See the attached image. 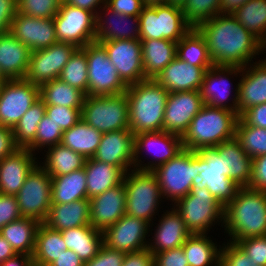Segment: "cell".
Wrapping results in <instances>:
<instances>
[{
	"label": "cell",
	"instance_id": "66",
	"mask_svg": "<svg viewBox=\"0 0 266 266\" xmlns=\"http://www.w3.org/2000/svg\"><path fill=\"white\" fill-rule=\"evenodd\" d=\"M31 263V257L27 255L17 254L4 263L0 264V266H31Z\"/></svg>",
	"mask_w": 266,
	"mask_h": 266
},
{
	"label": "cell",
	"instance_id": "5",
	"mask_svg": "<svg viewBox=\"0 0 266 266\" xmlns=\"http://www.w3.org/2000/svg\"><path fill=\"white\" fill-rule=\"evenodd\" d=\"M152 172L158 179L162 197L171 198L175 204L187 196L195 184H198L199 154L197 151L183 149Z\"/></svg>",
	"mask_w": 266,
	"mask_h": 266
},
{
	"label": "cell",
	"instance_id": "44",
	"mask_svg": "<svg viewBox=\"0 0 266 266\" xmlns=\"http://www.w3.org/2000/svg\"><path fill=\"white\" fill-rule=\"evenodd\" d=\"M232 15L266 47V0H250Z\"/></svg>",
	"mask_w": 266,
	"mask_h": 266
},
{
	"label": "cell",
	"instance_id": "21",
	"mask_svg": "<svg viewBox=\"0 0 266 266\" xmlns=\"http://www.w3.org/2000/svg\"><path fill=\"white\" fill-rule=\"evenodd\" d=\"M135 135L130 129L102 133L101 142L93 159L108 163L128 172L134 166Z\"/></svg>",
	"mask_w": 266,
	"mask_h": 266
},
{
	"label": "cell",
	"instance_id": "62",
	"mask_svg": "<svg viewBox=\"0 0 266 266\" xmlns=\"http://www.w3.org/2000/svg\"><path fill=\"white\" fill-rule=\"evenodd\" d=\"M50 266H84V262L73 250H64Z\"/></svg>",
	"mask_w": 266,
	"mask_h": 266
},
{
	"label": "cell",
	"instance_id": "56",
	"mask_svg": "<svg viewBox=\"0 0 266 266\" xmlns=\"http://www.w3.org/2000/svg\"><path fill=\"white\" fill-rule=\"evenodd\" d=\"M154 266H189L183 247L154 254Z\"/></svg>",
	"mask_w": 266,
	"mask_h": 266
},
{
	"label": "cell",
	"instance_id": "60",
	"mask_svg": "<svg viewBox=\"0 0 266 266\" xmlns=\"http://www.w3.org/2000/svg\"><path fill=\"white\" fill-rule=\"evenodd\" d=\"M122 266H154V254L148 248L125 253Z\"/></svg>",
	"mask_w": 266,
	"mask_h": 266
},
{
	"label": "cell",
	"instance_id": "24",
	"mask_svg": "<svg viewBox=\"0 0 266 266\" xmlns=\"http://www.w3.org/2000/svg\"><path fill=\"white\" fill-rule=\"evenodd\" d=\"M34 154L27 148H18L0 161V194L15 195L25 178L37 165Z\"/></svg>",
	"mask_w": 266,
	"mask_h": 266
},
{
	"label": "cell",
	"instance_id": "41",
	"mask_svg": "<svg viewBox=\"0 0 266 266\" xmlns=\"http://www.w3.org/2000/svg\"><path fill=\"white\" fill-rule=\"evenodd\" d=\"M206 234H191L182 245L189 266H220V248ZM216 261V262H215Z\"/></svg>",
	"mask_w": 266,
	"mask_h": 266
},
{
	"label": "cell",
	"instance_id": "58",
	"mask_svg": "<svg viewBox=\"0 0 266 266\" xmlns=\"http://www.w3.org/2000/svg\"><path fill=\"white\" fill-rule=\"evenodd\" d=\"M239 117L249 126L266 129V103L251 106Z\"/></svg>",
	"mask_w": 266,
	"mask_h": 266
},
{
	"label": "cell",
	"instance_id": "36",
	"mask_svg": "<svg viewBox=\"0 0 266 266\" xmlns=\"http://www.w3.org/2000/svg\"><path fill=\"white\" fill-rule=\"evenodd\" d=\"M52 204H66L87 199V179L85 168L56 177H51Z\"/></svg>",
	"mask_w": 266,
	"mask_h": 266
},
{
	"label": "cell",
	"instance_id": "65",
	"mask_svg": "<svg viewBox=\"0 0 266 266\" xmlns=\"http://www.w3.org/2000/svg\"><path fill=\"white\" fill-rule=\"evenodd\" d=\"M17 255L9 242L0 234V264Z\"/></svg>",
	"mask_w": 266,
	"mask_h": 266
},
{
	"label": "cell",
	"instance_id": "55",
	"mask_svg": "<svg viewBox=\"0 0 266 266\" xmlns=\"http://www.w3.org/2000/svg\"><path fill=\"white\" fill-rule=\"evenodd\" d=\"M247 187L266 192V154L252 158L251 179Z\"/></svg>",
	"mask_w": 266,
	"mask_h": 266
},
{
	"label": "cell",
	"instance_id": "17",
	"mask_svg": "<svg viewBox=\"0 0 266 266\" xmlns=\"http://www.w3.org/2000/svg\"><path fill=\"white\" fill-rule=\"evenodd\" d=\"M149 227L148 222L125 214L114 225L102 232L103 244L124 253L146 249L148 243L144 240H146Z\"/></svg>",
	"mask_w": 266,
	"mask_h": 266
},
{
	"label": "cell",
	"instance_id": "1",
	"mask_svg": "<svg viewBox=\"0 0 266 266\" xmlns=\"http://www.w3.org/2000/svg\"><path fill=\"white\" fill-rule=\"evenodd\" d=\"M196 29L204 37L215 66L247 67L253 56L266 50L264 44L232 14H218Z\"/></svg>",
	"mask_w": 266,
	"mask_h": 266
},
{
	"label": "cell",
	"instance_id": "59",
	"mask_svg": "<svg viewBox=\"0 0 266 266\" xmlns=\"http://www.w3.org/2000/svg\"><path fill=\"white\" fill-rule=\"evenodd\" d=\"M17 13V0H0V34L9 32Z\"/></svg>",
	"mask_w": 266,
	"mask_h": 266
},
{
	"label": "cell",
	"instance_id": "53",
	"mask_svg": "<svg viewBox=\"0 0 266 266\" xmlns=\"http://www.w3.org/2000/svg\"><path fill=\"white\" fill-rule=\"evenodd\" d=\"M124 257V252L111 249L103 244L98 254L85 262L84 266H122Z\"/></svg>",
	"mask_w": 266,
	"mask_h": 266
},
{
	"label": "cell",
	"instance_id": "57",
	"mask_svg": "<svg viewBox=\"0 0 266 266\" xmlns=\"http://www.w3.org/2000/svg\"><path fill=\"white\" fill-rule=\"evenodd\" d=\"M106 5L119 14L137 17L145 6L142 0H106Z\"/></svg>",
	"mask_w": 266,
	"mask_h": 266
},
{
	"label": "cell",
	"instance_id": "29",
	"mask_svg": "<svg viewBox=\"0 0 266 266\" xmlns=\"http://www.w3.org/2000/svg\"><path fill=\"white\" fill-rule=\"evenodd\" d=\"M103 6H104L103 11L107 12L106 16L111 15L110 16L111 18L110 17L109 18L110 19L113 18V20L109 21V18H107V21H105V19L103 20L102 16L99 15L98 12V14L96 15V23H95V41L108 42L114 40H128V39L140 40L139 17L119 14L113 11L111 8H109L106 4H104ZM131 20L134 22L132 23L134 25L133 28L132 29L129 28L130 26L125 28V26L129 25L128 22H131ZM114 21H116V23ZM123 24L124 26L121 27L120 25Z\"/></svg>",
	"mask_w": 266,
	"mask_h": 266
},
{
	"label": "cell",
	"instance_id": "63",
	"mask_svg": "<svg viewBox=\"0 0 266 266\" xmlns=\"http://www.w3.org/2000/svg\"><path fill=\"white\" fill-rule=\"evenodd\" d=\"M63 1L71 6L91 11L95 13V15L98 14L96 11L97 9L95 8L96 7L98 8L99 4L100 3H102V5L106 4V0H63Z\"/></svg>",
	"mask_w": 266,
	"mask_h": 266
},
{
	"label": "cell",
	"instance_id": "69",
	"mask_svg": "<svg viewBox=\"0 0 266 266\" xmlns=\"http://www.w3.org/2000/svg\"><path fill=\"white\" fill-rule=\"evenodd\" d=\"M7 80L8 79L3 75V73L0 70V85H2Z\"/></svg>",
	"mask_w": 266,
	"mask_h": 266
},
{
	"label": "cell",
	"instance_id": "54",
	"mask_svg": "<svg viewBox=\"0 0 266 266\" xmlns=\"http://www.w3.org/2000/svg\"><path fill=\"white\" fill-rule=\"evenodd\" d=\"M21 217L16 196L0 194V229Z\"/></svg>",
	"mask_w": 266,
	"mask_h": 266
},
{
	"label": "cell",
	"instance_id": "61",
	"mask_svg": "<svg viewBox=\"0 0 266 266\" xmlns=\"http://www.w3.org/2000/svg\"><path fill=\"white\" fill-rule=\"evenodd\" d=\"M16 149L12 129L0 125V161Z\"/></svg>",
	"mask_w": 266,
	"mask_h": 266
},
{
	"label": "cell",
	"instance_id": "22",
	"mask_svg": "<svg viewBox=\"0 0 266 266\" xmlns=\"http://www.w3.org/2000/svg\"><path fill=\"white\" fill-rule=\"evenodd\" d=\"M90 225L104 231L126 214V190L124 183L110 188L89 199Z\"/></svg>",
	"mask_w": 266,
	"mask_h": 266
},
{
	"label": "cell",
	"instance_id": "39",
	"mask_svg": "<svg viewBox=\"0 0 266 266\" xmlns=\"http://www.w3.org/2000/svg\"><path fill=\"white\" fill-rule=\"evenodd\" d=\"M64 250H67V245L61 232L41 223L37 229L31 260L42 265H50Z\"/></svg>",
	"mask_w": 266,
	"mask_h": 266
},
{
	"label": "cell",
	"instance_id": "19",
	"mask_svg": "<svg viewBox=\"0 0 266 266\" xmlns=\"http://www.w3.org/2000/svg\"><path fill=\"white\" fill-rule=\"evenodd\" d=\"M10 32L31 52L45 49L58 42L54 18H35L17 11Z\"/></svg>",
	"mask_w": 266,
	"mask_h": 266
},
{
	"label": "cell",
	"instance_id": "64",
	"mask_svg": "<svg viewBox=\"0 0 266 266\" xmlns=\"http://www.w3.org/2000/svg\"><path fill=\"white\" fill-rule=\"evenodd\" d=\"M250 0H220V14H233Z\"/></svg>",
	"mask_w": 266,
	"mask_h": 266
},
{
	"label": "cell",
	"instance_id": "31",
	"mask_svg": "<svg viewBox=\"0 0 266 266\" xmlns=\"http://www.w3.org/2000/svg\"><path fill=\"white\" fill-rule=\"evenodd\" d=\"M84 168L87 179V199L121 184L126 173L122 168L93 158L86 159Z\"/></svg>",
	"mask_w": 266,
	"mask_h": 266
},
{
	"label": "cell",
	"instance_id": "9",
	"mask_svg": "<svg viewBox=\"0 0 266 266\" xmlns=\"http://www.w3.org/2000/svg\"><path fill=\"white\" fill-rule=\"evenodd\" d=\"M131 172H126L123 179L126 214L150 224L162 196L158 179L152 171L134 169Z\"/></svg>",
	"mask_w": 266,
	"mask_h": 266
},
{
	"label": "cell",
	"instance_id": "10",
	"mask_svg": "<svg viewBox=\"0 0 266 266\" xmlns=\"http://www.w3.org/2000/svg\"><path fill=\"white\" fill-rule=\"evenodd\" d=\"M88 64V95H119L125 93L127 85L121 80L105 47L91 42L82 48Z\"/></svg>",
	"mask_w": 266,
	"mask_h": 266
},
{
	"label": "cell",
	"instance_id": "68",
	"mask_svg": "<svg viewBox=\"0 0 266 266\" xmlns=\"http://www.w3.org/2000/svg\"><path fill=\"white\" fill-rule=\"evenodd\" d=\"M186 0H168V4L176 5L182 7Z\"/></svg>",
	"mask_w": 266,
	"mask_h": 266
},
{
	"label": "cell",
	"instance_id": "32",
	"mask_svg": "<svg viewBox=\"0 0 266 266\" xmlns=\"http://www.w3.org/2000/svg\"><path fill=\"white\" fill-rule=\"evenodd\" d=\"M146 79H155L176 57L177 42L168 39L140 40Z\"/></svg>",
	"mask_w": 266,
	"mask_h": 266
},
{
	"label": "cell",
	"instance_id": "38",
	"mask_svg": "<svg viewBox=\"0 0 266 266\" xmlns=\"http://www.w3.org/2000/svg\"><path fill=\"white\" fill-rule=\"evenodd\" d=\"M176 57L192 66H214L204 37L196 28L189 30L176 45Z\"/></svg>",
	"mask_w": 266,
	"mask_h": 266
},
{
	"label": "cell",
	"instance_id": "13",
	"mask_svg": "<svg viewBox=\"0 0 266 266\" xmlns=\"http://www.w3.org/2000/svg\"><path fill=\"white\" fill-rule=\"evenodd\" d=\"M95 23V13L62 1L54 17L57 41L83 48L95 41Z\"/></svg>",
	"mask_w": 266,
	"mask_h": 266
},
{
	"label": "cell",
	"instance_id": "6",
	"mask_svg": "<svg viewBox=\"0 0 266 266\" xmlns=\"http://www.w3.org/2000/svg\"><path fill=\"white\" fill-rule=\"evenodd\" d=\"M175 203V210L191 234H205L213 221H224V206L202 184H195L187 196Z\"/></svg>",
	"mask_w": 266,
	"mask_h": 266
},
{
	"label": "cell",
	"instance_id": "35",
	"mask_svg": "<svg viewBox=\"0 0 266 266\" xmlns=\"http://www.w3.org/2000/svg\"><path fill=\"white\" fill-rule=\"evenodd\" d=\"M41 223L33 218L21 217L0 229L16 254L32 257L37 229Z\"/></svg>",
	"mask_w": 266,
	"mask_h": 266
},
{
	"label": "cell",
	"instance_id": "46",
	"mask_svg": "<svg viewBox=\"0 0 266 266\" xmlns=\"http://www.w3.org/2000/svg\"><path fill=\"white\" fill-rule=\"evenodd\" d=\"M235 138L251 158L266 154V129L247 125L240 117L236 125Z\"/></svg>",
	"mask_w": 266,
	"mask_h": 266
},
{
	"label": "cell",
	"instance_id": "8",
	"mask_svg": "<svg viewBox=\"0 0 266 266\" xmlns=\"http://www.w3.org/2000/svg\"><path fill=\"white\" fill-rule=\"evenodd\" d=\"M140 40L168 39L179 42L192 29L181 7L172 4L144 6L139 15Z\"/></svg>",
	"mask_w": 266,
	"mask_h": 266
},
{
	"label": "cell",
	"instance_id": "23",
	"mask_svg": "<svg viewBox=\"0 0 266 266\" xmlns=\"http://www.w3.org/2000/svg\"><path fill=\"white\" fill-rule=\"evenodd\" d=\"M152 145V146H151ZM160 145L161 150L158 149ZM156 146L155 156H157V161H152L151 164L148 163L144 166L140 163L139 154L143 149H147ZM135 156H134V169L143 171H153L160 165L168 162L170 159L174 158L183 150L181 137L166 131H155V132H145L135 135ZM159 153H157L158 151ZM154 162V163H153ZM140 164V165H139ZM142 165V166H141ZM147 165V166H146ZM136 167V168H135ZM140 167V168H139Z\"/></svg>",
	"mask_w": 266,
	"mask_h": 266
},
{
	"label": "cell",
	"instance_id": "20",
	"mask_svg": "<svg viewBox=\"0 0 266 266\" xmlns=\"http://www.w3.org/2000/svg\"><path fill=\"white\" fill-rule=\"evenodd\" d=\"M242 72V67L238 66H212L205 72L204 79L200 86V96L205 105L213 108H222L229 111H233L237 114L238 104V84L235 89V95L233 97V105H226L228 101L230 86L228 84L229 78L226 77L234 73L237 75ZM226 73V74H224ZM231 73V74H230ZM222 74L223 77H222ZM227 78V79H226ZM227 100V101H226Z\"/></svg>",
	"mask_w": 266,
	"mask_h": 266
},
{
	"label": "cell",
	"instance_id": "25",
	"mask_svg": "<svg viewBox=\"0 0 266 266\" xmlns=\"http://www.w3.org/2000/svg\"><path fill=\"white\" fill-rule=\"evenodd\" d=\"M208 69L192 66L175 57L154 80L169 93L197 91Z\"/></svg>",
	"mask_w": 266,
	"mask_h": 266
},
{
	"label": "cell",
	"instance_id": "3",
	"mask_svg": "<svg viewBox=\"0 0 266 266\" xmlns=\"http://www.w3.org/2000/svg\"><path fill=\"white\" fill-rule=\"evenodd\" d=\"M129 129L136 135L163 130L165 105L169 92L154 79L127 87Z\"/></svg>",
	"mask_w": 266,
	"mask_h": 266
},
{
	"label": "cell",
	"instance_id": "34",
	"mask_svg": "<svg viewBox=\"0 0 266 266\" xmlns=\"http://www.w3.org/2000/svg\"><path fill=\"white\" fill-rule=\"evenodd\" d=\"M67 249L73 250L85 263L95 257L103 245L102 231L91 225L61 231Z\"/></svg>",
	"mask_w": 266,
	"mask_h": 266
},
{
	"label": "cell",
	"instance_id": "18",
	"mask_svg": "<svg viewBox=\"0 0 266 266\" xmlns=\"http://www.w3.org/2000/svg\"><path fill=\"white\" fill-rule=\"evenodd\" d=\"M204 105L199 90L170 92L165 105L163 131L182 137Z\"/></svg>",
	"mask_w": 266,
	"mask_h": 266
},
{
	"label": "cell",
	"instance_id": "49",
	"mask_svg": "<svg viewBox=\"0 0 266 266\" xmlns=\"http://www.w3.org/2000/svg\"><path fill=\"white\" fill-rule=\"evenodd\" d=\"M63 130L45 114L40 121L35 137V150L61 144ZM46 145V146H45Z\"/></svg>",
	"mask_w": 266,
	"mask_h": 266
},
{
	"label": "cell",
	"instance_id": "2",
	"mask_svg": "<svg viewBox=\"0 0 266 266\" xmlns=\"http://www.w3.org/2000/svg\"><path fill=\"white\" fill-rule=\"evenodd\" d=\"M222 224L234 243L266 235V192L240 187L233 200L224 206Z\"/></svg>",
	"mask_w": 266,
	"mask_h": 266
},
{
	"label": "cell",
	"instance_id": "14",
	"mask_svg": "<svg viewBox=\"0 0 266 266\" xmlns=\"http://www.w3.org/2000/svg\"><path fill=\"white\" fill-rule=\"evenodd\" d=\"M39 98V86L25 78L5 81L0 85V125L13 129Z\"/></svg>",
	"mask_w": 266,
	"mask_h": 266
},
{
	"label": "cell",
	"instance_id": "40",
	"mask_svg": "<svg viewBox=\"0 0 266 266\" xmlns=\"http://www.w3.org/2000/svg\"><path fill=\"white\" fill-rule=\"evenodd\" d=\"M45 114L46 105L39 98L12 129L14 142L18 148H27L34 153L38 125Z\"/></svg>",
	"mask_w": 266,
	"mask_h": 266
},
{
	"label": "cell",
	"instance_id": "12",
	"mask_svg": "<svg viewBox=\"0 0 266 266\" xmlns=\"http://www.w3.org/2000/svg\"><path fill=\"white\" fill-rule=\"evenodd\" d=\"M197 153L200 170L198 184L206 186L214 198L225 206L240 188L226 176L225 155H220L215 147H203Z\"/></svg>",
	"mask_w": 266,
	"mask_h": 266
},
{
	"label": "cell",
	"instance_id": "67",
	"mask_svg": "<svg viewBox=\"0 0 266 266\" xmlns=\"http://www.w3.org/2000/svg\"><path fill=\"white\" fill-rule=\"evenodd\" d=\"M144 5L153 6L168 3V0H142Z\"/></svg>",
	"mask_w": 266,
	"mask_h": 266
},
{
	"label": "cell",
	"instance_id": "48",
	"mask_svg": "<svg viewBox=\"0 0 266 266\" xmlns=\"http://www.w3.org/2000/svg\"><path fill=\"white\" fill-rule=\"evenodd\" d=\"M63 0H17V11L35 18H54Z\"/></svg>",
	"mask_w": 266,
	"mask_h": 266
},
{
	"label": "cell",
	"instance_id": "27",
	"mask_svg": "<svg viewBox=\"0 0 266 266\" xmlns=\"http://www.w3.org/2000/svg\"><path fill=\"white\" fill-rule=\"evenodd\" d=\"M31 50L10 31L0 34V70L7 79L25 78Z\"/></svg>",
	"mask_w": 266,
	"mask_h": 266
},
{
	"label": "cell",
	"instance_id": "45",
	"mask_svg": "<svg viewBox=\"0 0 266 266\" xmlns=\"http://www.w3.org/2000/svg\"><path fill=\"white\" fill-rule=\"evenodd\" d=\"M59 79L88 95V64L82 48H77L71 55Z\"/></svg>",
	"mask_w": 266,
	"mask_h": 266
},
{
	"label": "cell",
	"instance_id": "33",
	"mask_svg": "<svg viewBox=\"0 0 266 266\" xmlns=\"http://www.w3.org/2000/svg\"><path fill=\"white\" fill-rule=\"evenodd\" d=\"M220 155H225L226 176L239 187H247L251 179L252 158L241 148L234 137L215 147Z\"/></svg>",
	"mask_w": 266,
	"mask_h": 266
},
{
	"label": "cell",
	"instance_id": "28",
	"mask_svg": "<svg viewBox=\"0 0 266 266\" xmlns=\"http://www.w3.org/2000/svg\"><path fill=\"white\" fill-rule=\"evenodd\" d=\"M158 227H156L153 243L148 244V249L153 253H160L166 250L180 247L191 235L179 213L172 208V211L164 212ZM153 244V245H152Z\"/></svg>",
	"mask_w": 266,
	"mask_h": 266
},
{
	"label": "cell",
	"instance_id": "30",
	"mask_svg": "<svg viewBox=\"0 0 266 266\" xmlns=\"http://www.w3.org/2000/svg\"><path fill=\"white\" fill-rule=\"evenodd\" d=\"M43 224L60 232L90 225L89 199H80L66 204H52Z\"/></svg>",
	"mask_w": 266,
	"mask_h": 266
},
{
	"label": "cell",
	"instance_id": "47",
	"mask_svg": "<svg viewBox=\"0 0 266 266\" xmlns=\"http://www.w3.org/2000/svg\"><path fill=\"white\" fill-rule=\"evenodd\" d=\"M185 21L196 28L199 24L220 14V0H186L181 7Z\"/></svg>",
	"mask_w": 266,
	"mask_h": 266
},
{
	"label": "cell",
	"instance_id": "26",
	"mask_svg": "<svg viewBox=\"0 0 266 266\" xmlns=\"http://www.w3.org/2000/svg\"><path fill=\"white\" fill-rule=\"evenodd\" d=\"M260 61L248 70L246 67L242 68V79L238 82L239 116L251 106L266 103V58Z\"/></svg>",
	"mask_w": 266,
	"mask_h": 266
},
{
	"label": "cell",
	"instance_id": "4",
	"mask_svg": "<svg viewBox=\"0 0 266 266\" xmlns=\"http://www.w3.org/2000/svg\"><path fill=\"white\" fill-rule=\"evenodd\" d=\"M238 119L233 111L204 105L181 137L183 149L198 151L233 139Z\"/></svg>",
	"mask_w": 266,
	"mask_h": 266
},
{
	"label": "cell",
	"instance_id": "37",
	"mask_svg": "<svg viewBox=\"0 0 266 266\" xmlns=\"http://www.w3.org/2000/svg\"><path fill=\"white\" fill-rule=\"evenodd\" d=\"M102 133L80 119L63 132L61 144L80 153L85 159L93 158L101 142Z\"/></svg>",
	"mask_w": 266,
	"mask_h": 266
},
{
	"label": "cell",
	"instance_id": "50",
	"mask_svg": "<svg viewBox=\"0 0 266 266\" xmlns=\"http://www.w3.org/2000/svg\"><path fill=\"white\" fill-rule=\"evenodd\" d=\"M81 110L82 108L46 105V115L63 131L70 129L82 119Z\"/></svg>",
	"mask_w": 266,
	"mask_h": 266
},
{
	"label": "cell",
	"instance_id": "43",
	"mask_svg": "<svg viewBox=\"0 0 266 266\" xmlns=\"http://www.w3.org/2000/svg\"><path fill=\"white\" fill-rule=\"evenodd\" d=\"M47 148L46 161L42 167L51 177L69 174L84 168L86 159L80 153H76L62 144Z\"/></svg>",
	"mask_w": 266,
	"mask_h": 266
},
{
	"label": "cell",
	"instance_id": "52",
	"mask_svg": "<svg viewBox=\"0 0 266 266\" xmlns=\"http://www.w3.org/2000/svg\"><path fill=\"white\" fill-rule=\"evenodd\" d=\"M259 266H266V235L248 237L236 242Z\"/></svg>",
	"mask_w": 266,
	"mask_h": 266
},
{
	"label": "cell",
	"instance_id": "42",
	"mask_svg": "<svg viewBox=\"0 0 266 266\" xmlns=\"http://www.w3.org/2000/svg\"><path fill=\"white\" fill-rule=\"evenodd\" d=\"M85 96L82 91L60 79H54L39 87V97L45 105L82 108Z\"/></svg>",
	"mask_w": 266,
	"mask_h": 266
},
{
	"label": "cell",
	"instance_id": "15",
	"mask_svg": "<svg viewBox=\"0 0 266 266\" xmlns=\"http://www.w3.org/2000/svg\"><path fill=\"white\" fill-rule=\"evenodd\" d=\"M76 49L77 47L70 43L56 42L45 49L32 51L25 79L39 87L59 79L64 66Z\"/></svg>",
	"mask_w": 266,
	"mask_h": 266
},
{
	"label": "cell",
	"instance_id": "51",
	"mask_svg": "<svg viewBox=\"0 0 266 266\" xmlns=\"http://www.w3.org/2000/svg\"><path fill=\"white\" fill-rule=\"evenodd\" d=\"M222 248L220 266H259L237 243L230 242Z\"/></svg>",
	"mask_w": 266,
	"mask_h": 266
},
{
	"label": "cell",
	"instance_id": "70",
	"mask_svg": "<svg viewBox=\"0 0 266 266\" xmlns=\"http://www.w3.org/2000/svg\"><path fill=\"white\" fill-rule=\"evenodd\" d=\"M31 266H50V265H42V264H39V263L32 261Z\"/></svg>",
	"mask_w": 266,
	"mask_h": 266
},
{
	"label": "cell",
	"instance_id": "7",
	"mask_svg": "<svg viewBox=\"0 0 266 266\" xmlns=\"http://www.w3.org/2000/svg\"><path fill=\"white\" fill-rule=\"evenodd\" d=\"M81 117L86 123L101 133L129 129L126 93L85 96Z\"/></svg>",
	"mask_w": 266,
	"mask_h": 266
},
{
	"label": "cell",
	"instance_id": "16",
	"mask_svg": "<svg viewBox=\"0 0 266 266\" xmlns=\"http://www.w3.org/2000/svg\"><path fill=\"white\" fill-rule=\"evenodd\" d=\"M99 43L105 47L110 61L127 86L147 80L143 68L140 40H114Z\"/></svg>",
	"mask_w": 266,
	"mask_h": 266
},
{
	"label": "cell",
	"instance_id": "11",
	"mask_svg": "<svg viewBox=\"0 0 266 266\" xmlns=\"http://www.w3.org/2000/svg\"><path fill=\"white\" fill-rule=\"evenodd\" d=\"M51 187V176L37 163L16 194L22 217L33 218L40 223L45 221L52 205Z\"/></svg>",
	"mask_w": 266,
	"mask_h": 266
}]
</instances>
